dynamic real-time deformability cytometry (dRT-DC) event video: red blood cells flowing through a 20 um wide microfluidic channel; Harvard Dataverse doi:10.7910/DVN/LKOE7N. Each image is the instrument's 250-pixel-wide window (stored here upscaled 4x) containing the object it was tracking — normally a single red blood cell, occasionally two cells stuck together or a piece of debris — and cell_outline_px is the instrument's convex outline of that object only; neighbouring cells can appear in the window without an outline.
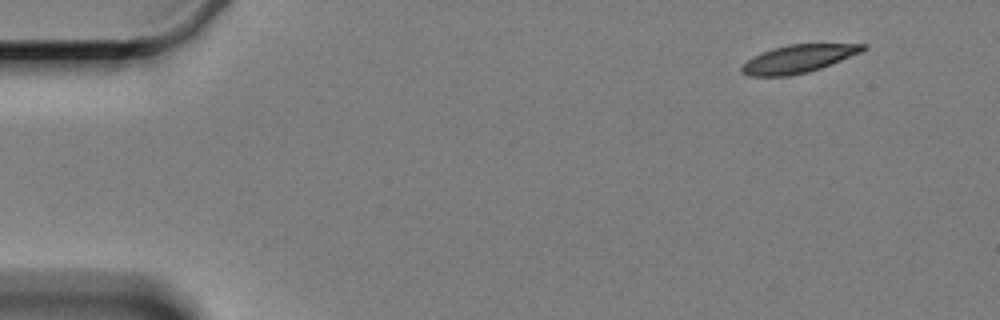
{"species": "Egyptian fruit bat (a non-hibernating species)", "species_latin": "Rousettus aegyptiacus", "temperature_condition": "cold", "stored_images_in_passage": 5, "camera_frame_rate_fps": 3000, "um_per_image_px": 0.085, "animal": {"sex": "female"}, "frame": {"image": 1, "passage_image": 1, "time_ms": 0.0, "image_size_px": [1000, 320], "cell_outline_px": [[868, 48], [860, 52], [820, 68], [808, 72], [788, 76], [748, 76], [740, 72], [740, 68], [752, 56], [772, 48], [788, 44], [868, 44]], "centroid_in_image_um": [67.81, 5.0], "position_along_channel_um": 17.2, "area_um2": 19.59}}